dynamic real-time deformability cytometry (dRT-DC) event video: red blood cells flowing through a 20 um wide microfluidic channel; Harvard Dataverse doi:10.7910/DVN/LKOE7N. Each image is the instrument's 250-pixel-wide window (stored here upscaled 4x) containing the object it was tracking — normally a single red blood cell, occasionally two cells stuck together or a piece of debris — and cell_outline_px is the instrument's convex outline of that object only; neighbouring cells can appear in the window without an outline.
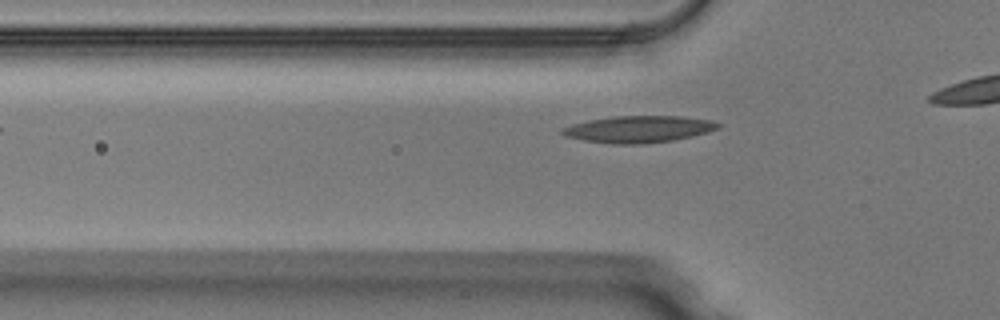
{"species": "Egyptian fruit bat (a non-hibernating species)", "species_latin": "Rousettus aegyptiacus", "temperature_condition": "warm", "stored_images_in_passage": 10, "camera_frame_rate_fps": 3000, "um_per_image_px": 0.085, "animal": {"sex": "male"}, "frame": {"image": 1, "passage_image": 4, "time_ms": 1.0, "image_size_px": [1000, 320], "cell_outline_px": [[720, 128], [708, 132], [692, 136], [672, 140], [644, 144], [612, 144], [584, 140], [568, 136], [560, 132], [560, 128], [572, 124], [588, 120], [612, 116], [680, 116], [712, 120], [720, 124]], "centroid_in_image_um": [54.29, 10.97], "position_along_channel_um": 71.5, "area_um2": 24.33}}
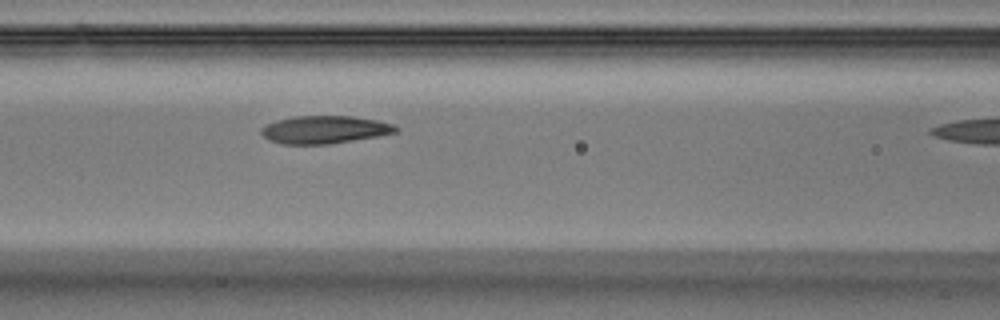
{"frame": {"image": 2, "passage_image": 9, "time_ms": 2.667, "image_size_px": [1000, 320], "cell_outline_px": [[400, 128], [396, 132], [376, 136], [328, 144], [284, 144], [268, 140], [260, 132], [260, 128], [276, 120], [292, 116], [352, 116], [376, 120], [396, 124]], "centroid_in_image_um": [27.58, 11.01], "position_along_channel_um": 139.0, "area_um2": 21.73}}